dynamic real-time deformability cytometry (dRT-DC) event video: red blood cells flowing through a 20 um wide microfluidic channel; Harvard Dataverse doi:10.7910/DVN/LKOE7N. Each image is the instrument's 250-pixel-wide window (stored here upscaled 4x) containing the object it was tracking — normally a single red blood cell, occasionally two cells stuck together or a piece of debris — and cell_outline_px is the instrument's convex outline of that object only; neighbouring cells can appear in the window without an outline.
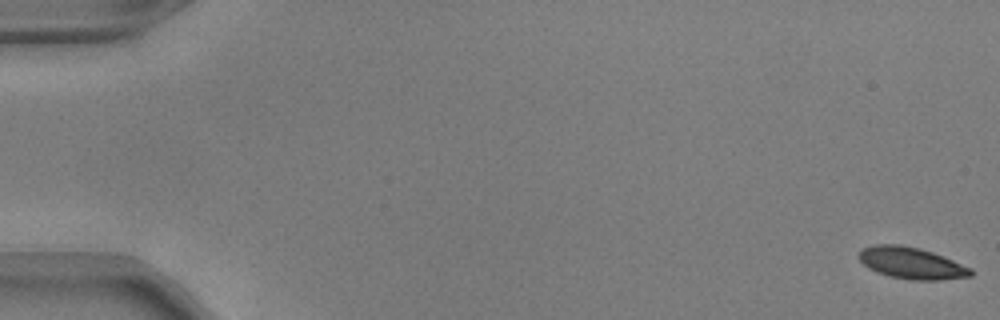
{"species": "common noctule bat (a hibernating species)", "species_latin": "Nyctalus noctula", "temperature_condition": "warm", "stored_images_in_passage": 11, "camera_frame_rate_fps": 3000, "um_per_image_px": 0.085, "animal": {"sex": "male", "body_mass_g": 17.9, "forearm_length_mm": 54.2}, "frame": {"image": 1, "passage_image": 1, "time_ms": 0.0, "image_size_px": [1000, 320], "cell_outline_px": [[972, 276], [940, 280], [908, 280], [888, 276], [876, 272], [868, 268], [860, 260], [860, 252], [864, 248], [872, 244], [900, 244], [920, 248], [932, 252], [972, 268]], "centroid_in_image_um": [77.47, 22.37], "position_along_channel_um": 7.5, "area_um2": 20.63}}